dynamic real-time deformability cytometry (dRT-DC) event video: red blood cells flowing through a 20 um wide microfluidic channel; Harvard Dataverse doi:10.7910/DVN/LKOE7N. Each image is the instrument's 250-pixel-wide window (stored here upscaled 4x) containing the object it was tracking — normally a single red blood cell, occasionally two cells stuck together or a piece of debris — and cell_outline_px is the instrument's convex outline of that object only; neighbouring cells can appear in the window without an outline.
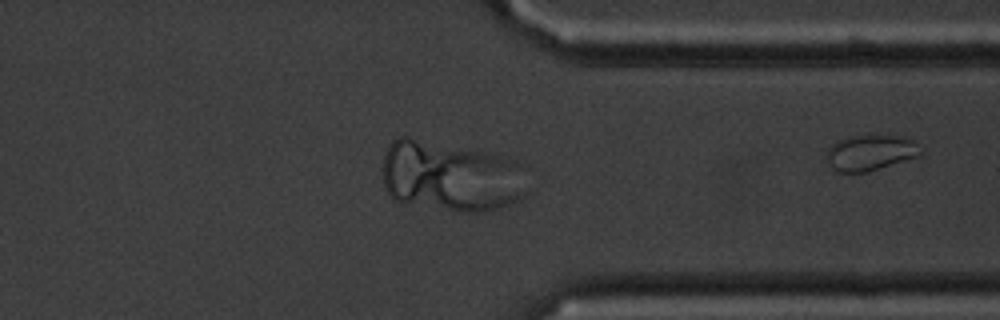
{"species": "common noctule bat (a hibernating species)", "species_latin": "Nyctalus noctula", "temperature_condition": "cold", "stored_images_in_passage": 31, "camera_frame_rate_fps": 3000, "um_per_image_px": 0.085, "animal": {"sex": "male", "body_mass_g": 20.1, "forearm_length_mm": 53.5}, "frame": {"image": 1, "passage_image": 31, "time_ms": 10.0, "image_size_px": [1000, 320], "cell_outline_px": [[924, 156], [864, 172], [836, 172], [824, 160], [824, 156], [828, 148], [836, 140], [848, 136], [888, 136], [912, 140], [924, 152]], "centroid_in_image_um": [73.94, 13.0], "position_along_channel_um": 337.5, "area_um2": 19.71}}